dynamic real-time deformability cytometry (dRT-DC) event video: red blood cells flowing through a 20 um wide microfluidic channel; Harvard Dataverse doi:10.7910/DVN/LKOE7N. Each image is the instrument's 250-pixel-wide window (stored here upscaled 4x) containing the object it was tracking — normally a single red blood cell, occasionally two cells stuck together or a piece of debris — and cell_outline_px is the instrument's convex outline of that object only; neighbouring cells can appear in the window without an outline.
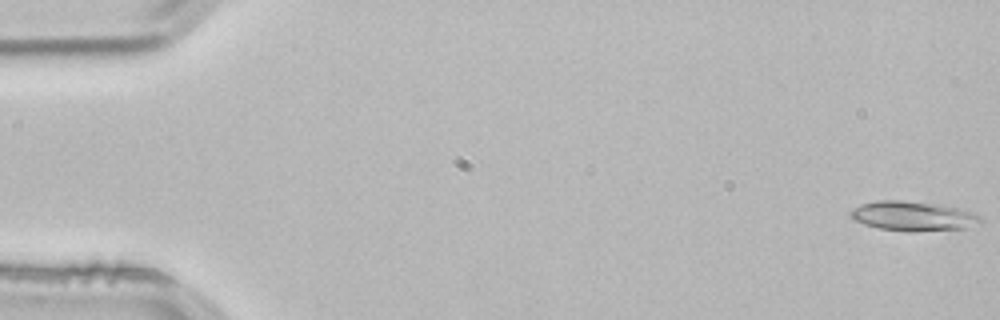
{"species": "common noctule bat (a hibernating species)", "species_latin": "Nyctalus noctula", "temperature_condition": "room temperature", "stored_images_in_passage": 53, "camera_frame_rate_fps": 3000, "um_per_image_px": 0.085, "animal": {"sex": "male", "body_mass_g": 21.5, "forearm_length_mm": 52.0}, "frame": {"image": 1, "passage_image": 1, "time_ms": 0.0, "image_size_px": [1000, 320], "cell_outline_px": [[984, 220], [964, 228], [912, 232], [880, 228], [864, 224], [856, 220], [848, 212], [852, 208], [860, 204], [876, 200], [900, 200], [956, 208], [980, 216]], "centroid_in_image_um": [77.53, 18.37], "position_along_channel_um": 7.5, "area_um2": 21.79}}
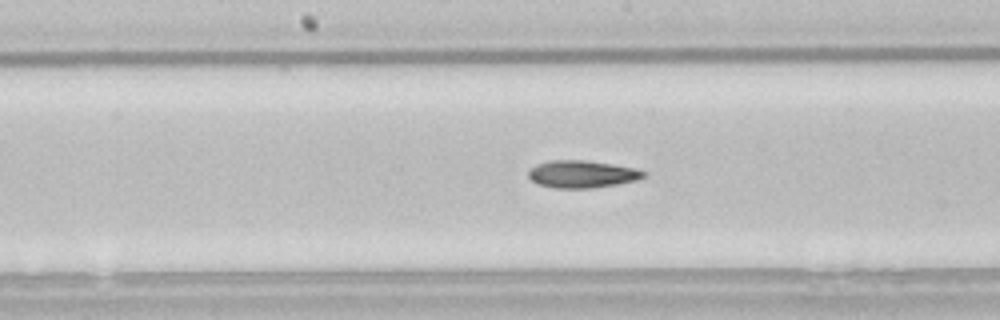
{"frame": {"image": 2, "passage_image": 27, "time_ms": 8.667, "image_size_px": [1000, 320], "cell_outline_px": [[648, 176], [636, 180], [616, 184], [592, 188], [552, 188], [536, 184], [528, 176], [528, 168], [536, 164], [552, 160], [588, 160], [636, 168], [648, 172]], "centroid_in_image_um": [49.47, 14.8], "position_along_channel_um": 198.7, "area_um2": 18.67}}
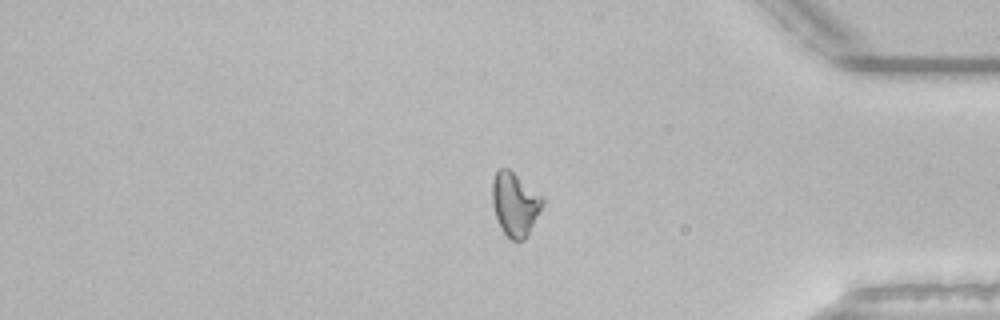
{"frame": {"image": 3, "passage_image": 44, "time_ms": 14.333, "image_size_px": [1000, 320], "cell_outline_px": [[544, 204], [540, 212], [524, 240], [512, 240], [500, 228], [492, 204], [492, 180], [496, 168], [508, 168], [544, 196]], "centroid_in_image_um": [43.77, 17.31], "position_along_channel_um": 391.4, "area_um2": 18.79}, "authors_computed_cell_mechanics": {"area_um2": 19.2474, "velocity_mm_per_s": 3.8453, "shape_relaxation_time_tau1_ms": 10.8599, "shape_relaxation_time_tau2_ms": 10.9372, "deformation_change_tau1": 0.1998, "deformation_change_tau2": 0.2007}}